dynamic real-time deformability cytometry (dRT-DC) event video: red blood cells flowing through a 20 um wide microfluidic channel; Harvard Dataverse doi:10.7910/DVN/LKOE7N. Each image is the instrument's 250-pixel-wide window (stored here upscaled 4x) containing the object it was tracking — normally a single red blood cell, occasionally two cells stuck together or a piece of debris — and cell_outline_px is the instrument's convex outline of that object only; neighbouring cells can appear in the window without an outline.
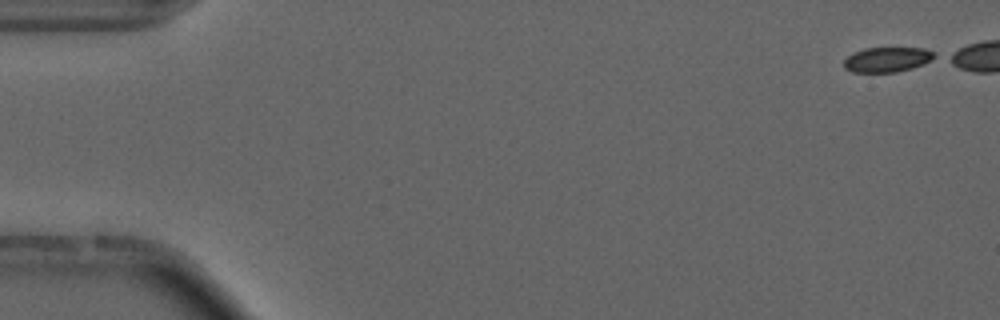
{"species": "common noctule bat (a hibernating species)", "species_latin": "Nyctalus noctula", "temperature_condition": "cold", "stored_images_in_passage": 1, "camera_frame_rate_fps": 3000, "um_per_image_px": 0.085, "animal": {"sex": "male", "forearm_length_mm": 52.5}, "frame": {"image": 1, "passage_image": 1, "time_ms": 0.0, "image_size_px": [1000, 320], "cell_outline_px": [[936, 56], [924, 64], [912, 68], [896, 72], [852, 72], [844, 68], [844, 60], [848, 56], [864, 48], [924, 48], [936, 52]], "centroid_in_image_um": [75.43, 5.06], "position_along_channel_um": 9.6, "area_um2": 13.12}}